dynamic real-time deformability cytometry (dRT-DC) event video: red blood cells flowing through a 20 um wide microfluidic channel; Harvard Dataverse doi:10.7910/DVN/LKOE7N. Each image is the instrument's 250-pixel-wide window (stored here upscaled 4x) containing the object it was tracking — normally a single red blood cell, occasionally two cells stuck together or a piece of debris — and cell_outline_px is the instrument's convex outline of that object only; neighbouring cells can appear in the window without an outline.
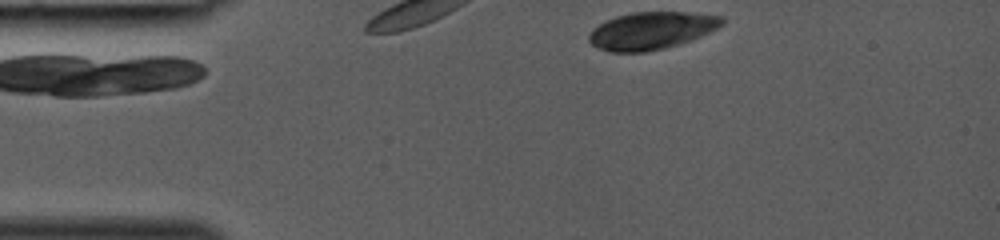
{"species": "common noctule bat (a hibernating species)", "species_latin": "Nyctalus noctula", "temperature_condition": "room temperature", "stored_images_in_passage": 5, "camera_frame_rate_fps": 3000, "um_per_image_px": 0.085, "animal": {"sex": "female", "body_mass_g": 19.0, "forearm_length_mm": 53.3}, "frame": {"image": 1, "passage_image": 1, "time_ms": 0.0, "image_size_px": [1000, 240], "cell_outline_px": [[724, 24], [700, 36], [664, 48], [644, 52], [612, 52], [596, 48], [588, 40], [588, 36], [600, 24], [616, 16], [632, 12], [684, 12], [724, 16]], "centroid_in_image_um": [55.37, 2.6], "position_along_channel_um": 29.6, "area_um2": 28.61}}